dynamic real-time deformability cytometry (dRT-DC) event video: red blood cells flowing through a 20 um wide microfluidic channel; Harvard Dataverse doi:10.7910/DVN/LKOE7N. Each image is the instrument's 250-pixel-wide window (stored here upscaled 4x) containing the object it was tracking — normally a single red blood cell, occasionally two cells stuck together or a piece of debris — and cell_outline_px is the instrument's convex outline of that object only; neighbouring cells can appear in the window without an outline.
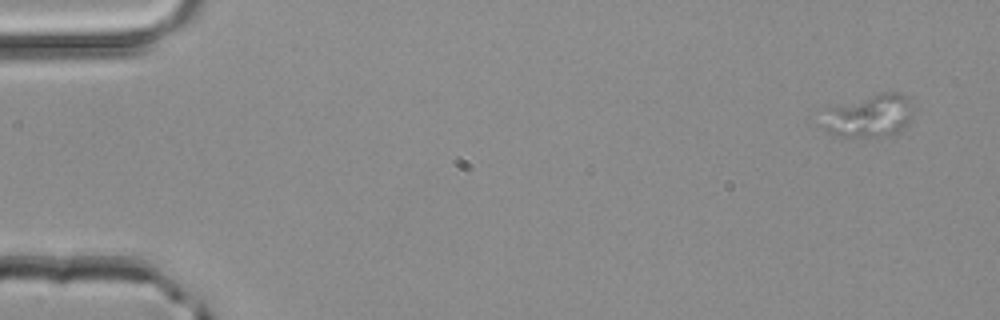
{"species": "common noctule bat (a hibernating species)", "species_latin": "Nyctalus noctula", "temperature_condition": "room temperature", "stored_images_in_passage": 3, "segment_of_instrument_passage": [1, 2], "camera_frame_rate_fps": 3000, "um_per_image_px": 0.085, "animal": {"sex": "male", "body_mass_g": 20.4}, "frame": {"image": 1, "passage_image": 1, "time_ms": 0.0, "image_size_px": [1000, 320], "cell_outline_px": [[912, 108], [908, 120], [904, 128], [900, 132], [888, 136], [840, 136], [824, 128], [832, 108], [880, 92], [900, 92], [912, 96]], "centroid_in_image_um": [74.08, 9.82], "position_along_channel_um": 10.9, "area_um2": 21.73}}